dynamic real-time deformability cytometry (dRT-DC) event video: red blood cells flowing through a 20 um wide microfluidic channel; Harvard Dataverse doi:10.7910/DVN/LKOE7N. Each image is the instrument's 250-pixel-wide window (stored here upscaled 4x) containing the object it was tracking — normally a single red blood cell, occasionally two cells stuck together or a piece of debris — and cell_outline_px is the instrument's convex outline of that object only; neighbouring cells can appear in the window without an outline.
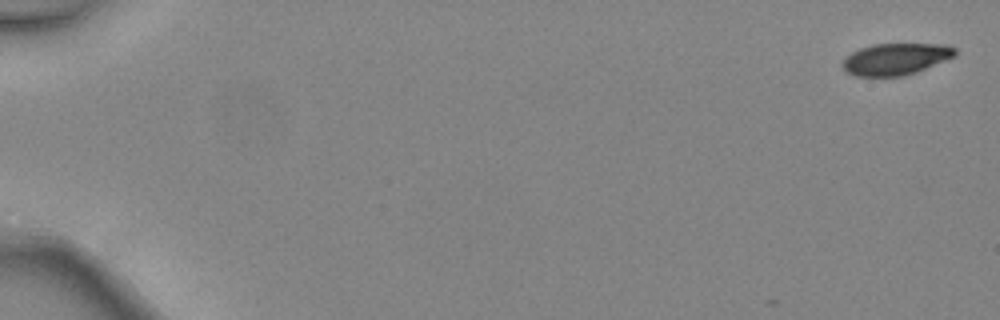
{"species": "common noctule bat (a hibernating species)", "species_latin": "Nyctalus noctula", "temperature_condition": "warm", "stored_images_in_passage": 3, "camera_frame_rate_fps": 3000, "um_per_image_px": 0.085, "animal": {"sex": "female", "body_mass_g": 24.6, "forearm_length_mm": 56.2}, "frame": {"image": 1, "passage_image": 1, "time_ms": 0.0, "image_size_px": [1000, 320], "cell_outline_px": [[956, 56], [916, 72], [904, 76], [856, 76], [848, 72], [840, 64], [852, 52], [860, 48], [872, 44], [948, 44], [956, 48]], "centroid_in_image_um": [76.16, 5.01], "position_along_channel_um": 8.8, "area_um2": 20.75}}